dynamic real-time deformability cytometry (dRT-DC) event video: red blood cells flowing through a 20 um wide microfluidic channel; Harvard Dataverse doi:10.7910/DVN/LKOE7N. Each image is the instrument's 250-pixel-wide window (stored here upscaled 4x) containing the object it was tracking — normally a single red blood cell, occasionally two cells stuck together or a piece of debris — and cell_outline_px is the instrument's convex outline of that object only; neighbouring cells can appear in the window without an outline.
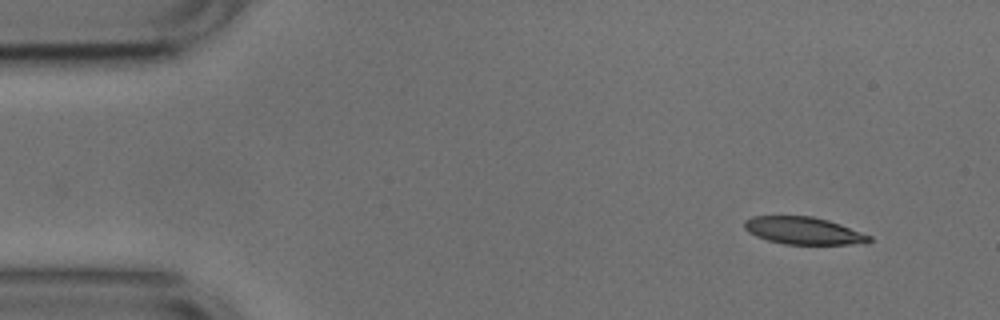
{"species": "common noctule bat (a hibernating species)", "species_latin": "Nyctalus noctula", "temperature_condition": "cold", "stored_images_in_passage": 10, "camera_frame_rate_fps": 3000, "um_per_image_px": 0.085, "animal": {"sex": "male", "body_mass_g": 17.9, "forearm_length_mm": 54.2}, "frame": {"image": 1, "passage_image": 1, "time_ms": 0.0, "image_size_px": [1000, 320], "cell_outline_px": [[872, 240], [868, 244], [784, 244], [768, 240], [756, 236], [748, 232], [744, 228], [744, 220], [752, 216], [812, 216], [828, 220], [840, 224], [872, 236]], "centroid_in_image_um": [68.31, 19.61], "position_along_channel_um": 16.7, "area_um2": 20.0}}